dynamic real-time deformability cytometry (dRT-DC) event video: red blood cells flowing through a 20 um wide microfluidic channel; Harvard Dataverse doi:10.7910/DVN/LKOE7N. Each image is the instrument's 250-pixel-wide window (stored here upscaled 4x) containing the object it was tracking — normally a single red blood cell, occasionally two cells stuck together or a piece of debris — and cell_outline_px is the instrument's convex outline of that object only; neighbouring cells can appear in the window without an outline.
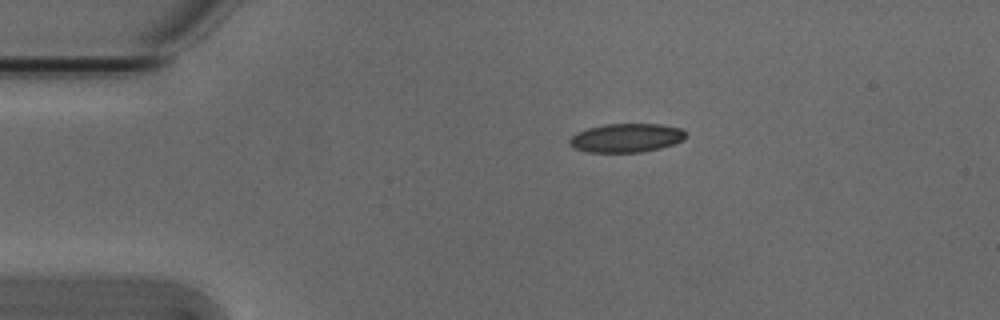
{"species": "Egyptian fruit bat (a non-hibernating species)", "species_latin": "Rousettus aegyptiacus", "temperature_condition": "cold", "stored_images_in_passage": 4, "camera_frame_rate_fps": 3000, "um_per_image_px": 0.085, "animal": {"sex": "male"}, "frame": {"image": 1, "passage_image": 1, "time_ms": 0.0, "image_size_px": [1000, 320], "cell_outline_px": [[688, 136], [684, 140], [660, 148], [644, 152], [588, 152], [572, 148], [568, 144], [568, 140], [576, 132], [588, 128], [604, 124], [660, 124], [680, 128], [688, 132]], "centroid_in_image_um": [53.24, 11.72], "position_along_channel_um": 31.8, "area_um2": 19.77}}
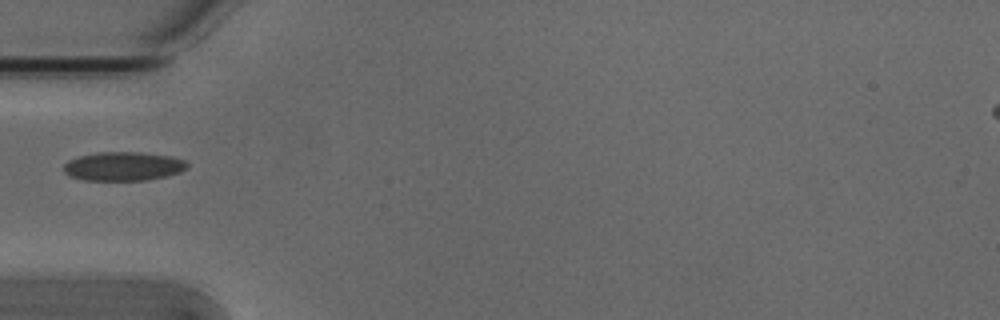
{"frame": {"image": 2, "passage_image": 3, "time_ms": 0.667, "image_size_px": [1000, 320], "cell_outline_px": [[188, 164], [180, 172], [164, 176], [144, 180], [84, 180], [68, 176], [64, 172], [64, 164], [68, 160], [80, 156], [96, 152], [140, 152], [172, 156], [184, 160]], "centroid_in_image_um": [10.44, 14.13], "position_along_channel_um": 74.6, "area_um2": 20.69}}